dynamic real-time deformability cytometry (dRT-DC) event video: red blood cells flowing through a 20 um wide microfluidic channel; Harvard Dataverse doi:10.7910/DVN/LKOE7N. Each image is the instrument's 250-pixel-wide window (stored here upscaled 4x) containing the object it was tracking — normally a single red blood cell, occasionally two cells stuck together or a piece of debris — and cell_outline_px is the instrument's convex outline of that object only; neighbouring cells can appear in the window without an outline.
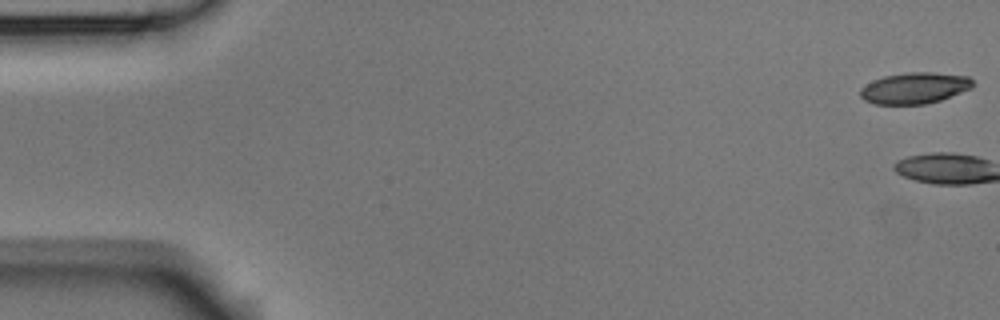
{"species": "Egyptian fruit bat (a non-hibernating species)", "species_latin": "Rousettus aegyptiacus", "temperature_condition": "room temperature", "stored_images_in_passage": 5, "camera_frame_rate_fps": 3000, "um_per_image_px": 0.085, "animal": {"sex": "male"}, "frame": {"image": 1, "passage_image": 1, "time_ms": 0.0, "image_size_px": [1000, 320], "cell_outline_px": [[972, 88], [940, 100], [924, 104], [872, 104], [864, 100], [860, 96], [860, 88], [872, 80], [884, 76], [908, 72], [932, 72], [968, 76], [972, 80]], "centroid_in_image_um": [77.7, 7.48], "position_along_channel_um": 7.3, "area_um2": 20.46}}